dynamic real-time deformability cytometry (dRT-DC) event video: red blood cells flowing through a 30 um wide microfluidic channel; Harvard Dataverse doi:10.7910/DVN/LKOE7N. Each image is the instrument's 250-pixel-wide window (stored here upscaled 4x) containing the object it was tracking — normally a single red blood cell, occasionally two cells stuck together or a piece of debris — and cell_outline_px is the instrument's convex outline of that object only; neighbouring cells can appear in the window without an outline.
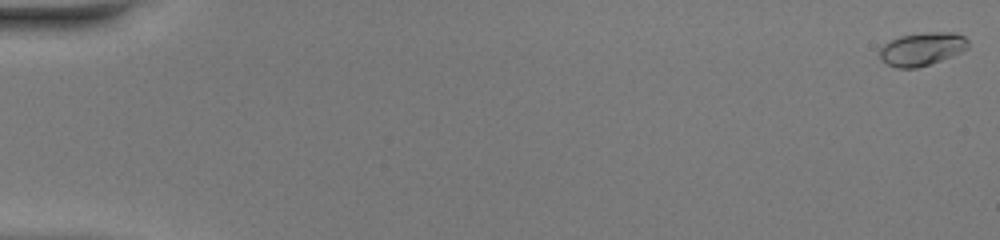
{"species": "common noctule bat (a hibernating species)", "species_latin": "Nyctalus noctula", "temperature_condition": "warm", "stored_images_in_passage": 51, "camera_frame_rate_fps": 3000, "um_per_image_px": 0.085, "animal": {"sex": "female", "body_mass_g": 20.0, "forearm_length_mm": 54.0}, "frame": {"image": 1, "passage_image": 1, "time_ms": 0.0, "image_size_px": [1000, 240], "cell_outline_px": [[968, 48], [952, 56], [916, 68], [896, 68], [880, 60], [880, 48], [884, 44], [900, 36], [924, 32], [956, 32], [964, 36], [968, 40]], "centroid_in_image_um": [78.37, 4.15], "position_along_channel_um": 6.6, "area_um2": 17.05}}
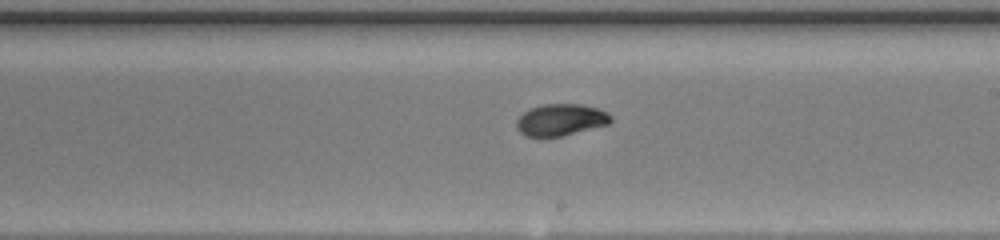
{"frame": {"image": 2, "passage_image": 31, "time_ms": 10.0, "image_size_px": [1000, 240], "cell_outline_px": [[612, 120], [608, 124], [564, 136], [524, 136], [516, 128], [516, 120], [528, 108], [544, 104], [584, 104], [608, 112], [612, 116]], "centroid_in_image_um": [47.66, 10.18], "position_along_channel_um": 241.3, "area_um2": 17.57}}
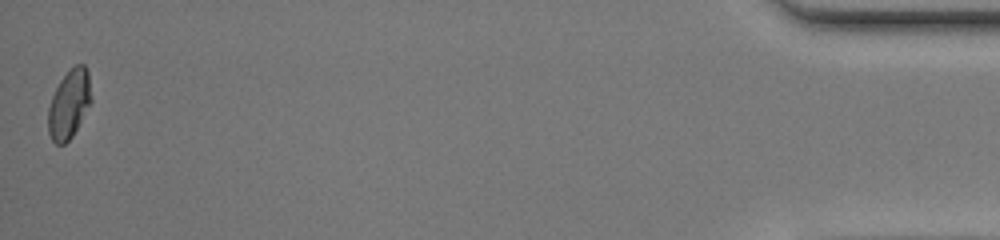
{"frame": {"image": 3, "passage_image": 51, "time_ms": 16.667, "image_size_px": [1000, 240], "cell_outline_px": [[92, 100], [72, 136], [64, 144], [56, 144], [52, 140], [48, 132], [48, 108], [52, 96], [60, 80], [76, 64], [84, 64], [88, 72]], "centroid_in_image_um": [5.87, 8.85], "position_along_channel_um": 429.3, "area_um2": 16.99}, "authors_computed_cell_mechanics": {"area_um2": 17.1666, "velocity_mm_per_s": 4.1439, "shape_relaxation_time_tau1_ms": 7.8586, "shape_relaxation_time_tau2_ms": 0.9251, "deformation_change_tau1": 0.2464, "deformation_change_tau2": 0.0418}}